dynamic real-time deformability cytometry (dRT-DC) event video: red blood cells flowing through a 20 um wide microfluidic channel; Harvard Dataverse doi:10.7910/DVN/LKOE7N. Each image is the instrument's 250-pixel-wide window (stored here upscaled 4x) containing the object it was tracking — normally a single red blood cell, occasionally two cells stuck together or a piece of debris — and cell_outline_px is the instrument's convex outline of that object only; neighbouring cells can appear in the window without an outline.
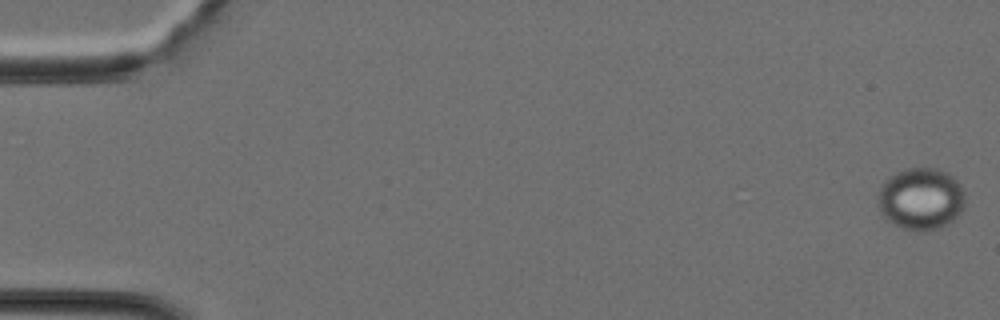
{"species": "Egyptian fruit bat (a non-hibernating species)", "species_latin": "Rousettus aegyptiacus", "temperature_condition": "cold", "stored_images_in_passage": 13, "camera_frame_rate_fps": 3000, "um_per_image_px": 0.085, "animal": {"sex": "female"}, "frame": {"image": 1, "passage_image": 1, "time_ms": 0.0, "image_size_px": [1000, 320], "cell_outline_px": [[964, 208], [948, 224], [940, 228], [924, 232], [904, 228], [888, 220], [884, 216], [876, 204], [880, 184], [888, 176], [904, 168], [936, 168], [952, 176], [964, 188]], "centroid_in_image_um": [78.25, 16.89], "position_along_channel_um": 6.7, "area_um2": 31.79}}
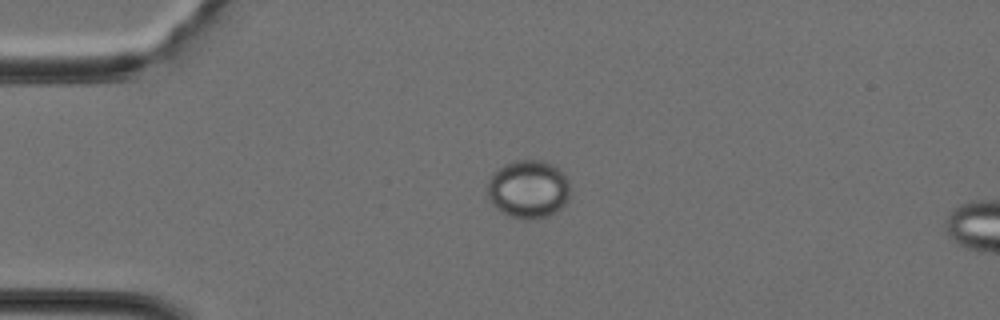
{"frame": {"image": 2, "passage_image": 10, "time_ms": 3.0, "image_size_px": [1000, 320], "cell_outline_px": [[568, 200], [556, 212], [548, 216], [536, 220], [524, 220], [508, 216], [496, 208], [492, 204], [488, 196], [488, 180], [492, 172], [504, 164], [516, 160], [544, 160], [560, 168], [564, 172], [568, 180]], "centroid_in_image_um": [44.9, 16.08], "position_along_channel_um": 40.1, "area_um2": 28.5}}